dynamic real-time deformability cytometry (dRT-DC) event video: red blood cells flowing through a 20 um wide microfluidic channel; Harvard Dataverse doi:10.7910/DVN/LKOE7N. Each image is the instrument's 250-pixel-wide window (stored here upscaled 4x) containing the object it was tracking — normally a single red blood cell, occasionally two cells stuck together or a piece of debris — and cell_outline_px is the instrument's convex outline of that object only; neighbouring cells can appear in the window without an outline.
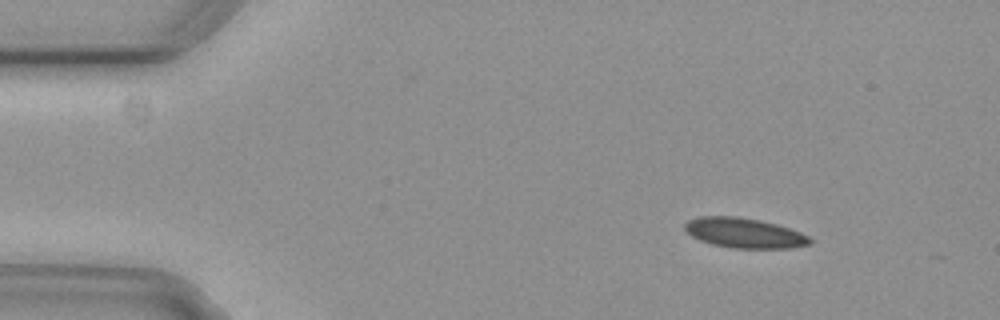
{"species": "common noctule bat (a hibernating species)", "species_latin": "Nyctalus noctula", "temperature_condition": "cold", "stored_images_in_passage": 4, "camera_frame_rate_fps": 3000, "um_per_image_px": 0.085, "animal": {"sex": "female", "body_mass_g": 29.2, "forearm_length_mm": 56.3}, "frame": {"image": 1, "passage_image": 2, "time_ms": 0.333, "image_size_px": [1000, 320], "cell_outline_px": [[812, 244], [792, 248], [732, 248], [712, 244], [700, 240], [692, 236], [684, 228], [684, 224], [688, 220], [700, 216], [736, 216], [760, 220], [776, 224], [800, 232], [808, 236], [812, 240]], "centroid_in_image_um": [63.27, 19.8], "position_along_channel_um": 21.7, "area_um2": 21.85}}